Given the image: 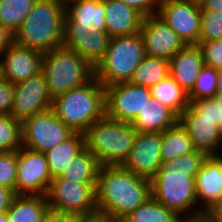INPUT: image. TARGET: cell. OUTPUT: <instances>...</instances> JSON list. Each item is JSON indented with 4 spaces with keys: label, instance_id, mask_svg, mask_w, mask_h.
<instances>
[{
    "label": "cell",
    "instance_id": "6da1fadb",
    "mask_svg": "<svg viewBox=\"0 0 222 222\" xmlns=\"http://www.w3.org/2000/svg\"><path fill=\"white\" fill-rule=\"evenodd\" d=\"M150 180L123 168L102 166L96 185L98 216L120 222L149 197Z\"/></svg>",
    "mask_w": 222,
    "mask_h": 222
},
{
    "label": "cell",
    "instance_id": "7a4b0ae2",
    "mask_svg": "<svg viewBox=\"0 0 222 222\" xmlns=\"http://www.w3.org/2000/svg\"><path fill=\"white\" fill-rule=\"evenodd\" d=\"M65 0H37L15 32V44L47 53L62 46Z\"/></svg>",
    "mask_w": 222,
    "mask_h": 222
},
{
    "label": "cell",
    "instance_id": "3957f363",
    "mask_svg": "<svg viewBox=\"0 0 222 222\" xmlns=\"http://www.w3.org/2000/svg\"><path fill=\"white\" fill-rule=\"evenodd\" d=\"M51 108L72 131L84 133L106 115L105 87L93 77L85 85L54 97Z\"/></svg>",
    "mask_w": 222,
    "mask_h": 222
},
{
    "label": "cell",
    "instance_id": "277c9868",
    "mask_svg": "<svg viewBox=\"0 0 222 222\" xmlns=\"http://www.w3.org/2000/svg\"><path fill=\"white\" fill-rule=\"evenodd\" d=\"M83 134L85 148L102 166H122L133 147L137 131L131 123L112 120L105 115Z\"/></svg>",
    "mask_w": 222,
    "mask_h": 222
},
{
    "label": "cell",
    "instance_id": "5b68a950",
    "mask_svg": "<svg viewBox=\"0 0 222 222\" xmlns=\"http://www.w3.org/2000/svg\"><path fill=\"white\" fill-rule=\"evenodd\" d=\"M145 56L141 33L110 38L102 60L94 68V77L104 86L129 82Z\"/></svg>",
    "mask_w": 222,
    "mask_h": 222
},
{
    "label": "cell",
    "instance_id": "8992f818",
    "mask_svg": "<svg viewBox=\"0 0 222 222\" xmlns=\"http://www.w3.org/2000/svg\"><path fill=\"white\" fill-rule=\"evenodd\" d=\"M42 72L52 99L85 85L94 77V67L78 53L63 46L43 54Z\"/></svg>",
    "mask_w": 222,
    "mask_h": 222
},
{
    "label": "cell",
    "instance_id": "52a82bcc",
    "mask_svg": "<svg viewBox=\"0 0 222 222\" xmlns=\"http://www.w3.org/2000/svg\"><path fill=\"white\" fill-rule=\"evenodd\" d=\"M150 191L154 200L182 219L203 215L197 205L194 178L188 173H156L150 179Z\"/></svg>",
    "mask_w": 222,
    "mask_h": 222
},
{
    "label": "cell",
    "instance_id": "ba28073f",
    "mask_svg": "<svg viewBox=\"0 0 222 222\" xmlns=\"http://www.w3.org/2000/svg\"><path fill=\"white\" fill-rule=\"evenodd\" d=\"M97 182H76L55 177L46 193L49 208L72 213L83 218L98 216Z\"/></svg>",
    "mask_w": 222,
    "mask_h": 222
},
{
    "label": "cell",
    "instance_id": "9c48e42d",
    "mask_svg": "<svg viewBox=\"0 0 222 222\" xmlns=\"http://www.w3.org/2000/svg\"><path fill=\"white\" fill-rule=\"evenodd\" d=\"M73 133L49 108L22 121V147L45 153Z\"/></svg>",
    "mask_w": 222,
    "mask_h": 222
},
{
    "label": "cell",
    "instance_id": "30bf717a",
    "mask_svg": "<svg viewBox=\"0 0 222 222\" xmlns=\"http://www.w3.org/2000/svg\"><path fill=\"white\" fill-rule=\"evenodd\" d=\"M151 97L150 88L130 82L106 86V116L112 120L132 123Z\"/></svg>",
    "mask_w": 222,
    "mask_h": 222
},
{
    "label": "cell",
    "instance_id": "8fae6325",
    "mask_svg": "<svg viewBox=\"0 0 222 222\" xmlns=\"http://www.w3.org/2000/svg\"><path fill=\"white\" fill-rule=\"evenodd\" d=\"M52 179L45 153L22 146L17 150L15 194L45 196Z\"/></svg>",
    "mask_w": 222,
    "mask_h": 222
},
{
    "label": "cell",
    "instance_id": "7c38bea8",
    "mask_svg": "<svg viewBox=\"0 0 222 222\" xmlns=\"http://www.w3.org/2000/svg\"><path fill=\"white\" fill-rule=\"evenodd\" d=\"M157 15L179 35L186 45L199 43L201 9L198 0H161Z\"/></svg>",
    "mask_w": 222,
    "mask_h": 222
},
{
    "label": "cell",
    "instance_id": "4fadbf2b",
    "mask_svg": "<svg viewBox=\"0 0 222 222\" xmlns=\"http://www.w3.org/2000/svg\"><path fill=\"white\" fill-rule=\"evenodd\" d=\"M146 56L170 60L186 44L157 14L143 18L140 30Z\"/></svg>",
    "mask_w": 222,
    "mask_h": 222
},
{
    "label": "cell",
    "instance_id": "5bb4252c",
    "mask_svg": "<svg viewBox=\"0 0 222 222\" xmlns=\"http://www.w3.org/2000/svg\"><path fill=\"white\" fill-rule=\"evenodd\" d=\"M52 106L43 72L14 84V99L11 115L18 120L31 117Z\"/></svg>",
    "mask_w": 222,
    "mask_h": 222
},
{
    "label": "cell",
    "instance_id": "9a60e30c",
    "mask_svg": "<svg viewBox=\"0 0 222 222\" xmlns=\"http://www.w3.org/2000/svg\"><path fill=\"white\" fill-rule=\"evenodd\" d=\"M161 147L162 132H137L133 147L122 167L150 180L162 163Z\"/></svg>",
    "mask_w": 222,
    "mask_h": 222
},
{
    "label": "cell",
    "instance_id": "2e32d148",
    "mask_svg": "<svg viewBox=\"0 0 222 222\" xmlns=\"http://www.w3.org/2000/svg\"><path fill=\"white\" fill-rule=\"evenodd\" d=\"M178 122L190 136L195 150L207 156L222 155V131L215 122L203 118L190 104L178 116Z\"/></svg>",
    "mask_w": 222,
    "mask_h": 222
},
{
    "label": "cell",
    "instance_id": "e0dca14e",
    "mask_svg": "<svg viewBox=\"0 0 222 222\" xmlns=\"http://www.w3.org/2000/svg\"><path fill=\"white\" fill-rule=\"evenodd\" d=\"M0 59L1 78L13 84L42 72L43 53L15 43L2 53Z\"/></svg>",
    "mask_w": 222,
    "mask_h": 222
},
{
    "label": "cell",
    "instance_id": "ac0fdd59",
    "mask_svg": "<svg viewBox=\"0 0 222 222\" xmlns=\"http://www.w3.org/2000/svg\"><path fill=\"white\" fill-rule=\"evenodd\" d=\"M194 181L198 208L204 213L222 200V155L207 156Z\"/></svg>",
    "mask_w": 222,
    "mask_h": 222
},
{
    "label": "cell",
    "instance_id": "d6986e66",
    "mask_svg": "<svg viewBox=\"0 0 222 222\" xmlns=\"http://www.w3.org/2000/svg\"><path fill=\"white\" fill-rule=\"evenodd\" d=\"M63 30L106 31L104 0H65Z\"/></svg>",
    "mask_w": 222,
    "mask_h": 222
},
{
    "label": "cell",
    "instance_id": "ffe728a7",
    "mask_svg": "<svg viewBox=\"0 0 222 222\" xmlns=\"http://www.w3.org/2000/svg\"><path fill=\"white\" fill-rule=\"evenodd\" d=\"M109 41L107 31L99 29L63 30L62 46L78 53L94 68L104 57Z\"/></svg>",
    "mask_w": 222,
    "mask_h": 222
},
{
    "label": "cell",
    "instance_id": "44dd1931",
    "mask_svg": "<svg viewBox=\"0 0 222 222\" xmlns=\"http://www.w3.org/2000/svg\"><path fill=\"white\" fill-rule=\"evenodd\" d=\"M106 31L110 38L135 35L141 30L144 16L120 0H104Z\"/></svg>",
    "mask_w": 222,
    "mask_h": 222
},
{
    "label": "cell",
    "instance_id": "7402d4cb",
    "mask_svg": "<svg viewBox=\"0 0 222 222\" xmlns=\"http://www.w3.org/2000/svg\"><path fill=\"white\" fill-rule=\"evenodd\" d=\"M204 65L198 45H186L169 60L170 76L189 93Z\"/></svg>",
    "mask_w": 222,
    "mask_h": 222
},
{
    "label": "cell",
    "instance_id": "603a6c76",
    "mask_svg": "<svg viewBox=\"0 0 222 222\" xmlns=\"http://www.w3.org/2000/svg\"><path fill=\"white\" fill-rule=\"evenodd\" d=\"M178 122V116L159 100L151 97L131 123L137 132H163Z\"/></svg>",
    "mask_w": 222,
    "mask_h": 222
},
{
    "label": "cell",
    "instance_id": "cb8c5ba5",
    "mask_svg": "<svg viewBox=\"0 0 222 222\" xmlns=\"http://www.w3.org/2000/svg\"><path fill=\"white\" fill-rule=\"evenodd\" d=\"M48 209L46 196L16 194L6 213L8 222H42Z\"/></svg>",
    "mask_w": 222,
    "mask_h": 222
},
{
    "label": "cell",
    "instance_id": "d4e9b609",
    "mask_svg": "<svg viewBox=\"0 0 222 222\" xmlns=\"http://www.w3.org/2000/svg\"><path fill=\"white\" fill-rule=\"evenodd\" d=\"M84 149V134L74 132L67 140L46 151L45 156L51 177H59L70 164L71 159Z\"/></svg>",
    "mask_w": 222,
    "mask_h": 222
},
{
    "label": "cell",
    "instance_id": "484cf974",
    "mask_svg": "<svg viewBox=\"0 0 222 222\" xmlns=\"http://www.w3.org/2000/svg\"><path fill=\"white\" fill-rule=\"evenodd\" d=\"M102 165L86 148L59 175V178L76 182H97Z\"/></svg>",
    "mask_w": 222,
    "mask_h": 222
},
{
    "label": "cell",
    "instance_id": "4316f807",
    "mask_svg": "<svg viewBox=\"0 0 222 222\" xmlns=\"http://www.w3.org/2000/svg\"><path fill=\"white\" fill-rule=\"evenodd\" d=\"M169 75V60L145 55L129 82L137 86L151 88Z\"/></svg>",
    "mask_w": 222,
    "mask_h": 222
},
{
    "label": "cell",
    "instance_id": "83f0119b",
    "mask_svg": "<svg viewBox=\"0 0 222 222\" xmlns=\"http://www.w3.org/2000/svg\"><path fill=\"white\" fill-rule=\"evenodd\" d=\"M153 98L171 109L177 116L189 105L188 93L169 75L150 88Z\"/></svg>",
    "mask_w": 222,
    "mask_h": 222
},
{
    "label": "cell",
    "instance_id": "f1b7e54d",
    "mask_svg": "<svg viewBox=\"0 0 222 222\" xmlns=\"http://www.w3.org/2000/svg\"><path fill=\"white\" fill-rule=\"evenodd\" d=\"M194 150L190 136L179 122L162 132V162L175 159Z\"/></svg>",
    "mask_w": 222,
    "mask_h": 222
},
{
    "label": "cell",
    "instance_id": "f546056e",
    "mask_svg": "<svg viewBox=\"0 0 222 222\" xmlns=\"http://www.w3.org/2000/svg\"><path fill=\"white\" fill-rule=\"evenodd\" d=\"M182 218L173 210L154 200L151 196L136 210L120 222H181Z\"/></svg>",
    "mask_w": 222,
    "mask_h": 222
},
{
    "label": "cell",
    "instance_id": "4dcf8cb0",
    "mask_svg": "<svg viewBox=\"0 0 222 222\" xmlns=\"http://www.w3.org/2000/svg\"><path fill=\"white\" fill-rule=\"evenodd\" d=\"M37 0H0V25L14 34L21 27Z\"/></svg>",
    "mask_w": 222,
    "mask_h": 222
},
{
    "label": "cell",
    "instance_id": "1f68e13d",
    "mask_svg": "<svg viewBox=\"0 0 222 222\" xmlns=\"http://www.w3.org/2000/svg\"><path fill=\"white\" fill-rule=\"evenodd\" d=\"M206 157L207 155L203 151L194 150L191 153L162 162L157 173H168L170 171L188 173V177L195 178Z\"/></svg>",
    "mask_w": 222,
    "mask_h": 222
},
{
    "label": "cell",
    "instance_id": "d6a6232c",
    "mask_svg": "<svg viewBox=\"0 0 222 222\" xmlns=\"http://www.w3.org/2000/svg\"><path fill=\"white\" fill-rule=\"evenodd\" d=\"M22 146V121L11 114L0 115V152L17 151Z\"/></svg>",
    "mask_w": 222,
    "mask_h": 222
},
{
    "label": "cell",
    "instance_id": "836d02e7",
    "mask_svg": "<svg viewBox=\"0 0 222 222\" xmlns=\"http://www.w3.org/2000/svg\"><path fill=\"white\" fill-rule=\"evenodd\" d=\"M218 71L204 65L196 79L195 85L188 93V100L212 98L217 92Z\"/></svg>",
    "mask_w": 222,
    "mask_h": 222
},
{
    "label": "cell",
    "instance_id": "e575fe53",
    "mask_svg": "<svg viewBox=\"0 0 222 222\" xmlns=\"http://www.w3.org/2000/svg\"><path fill=\"white\" fill-rule=\"evenodd\" d=\"M222 39V12L201 11V30L199 42Z\"/></svg>",
    "mask_w": 222,
    "mask_h": 222
},
{
    "label": "cell",
    "instance_id": "d590c367",
    "mask_svg": "<svg viewBox=\"0 0 222 222\" xmlns=\"http://www.w3.org/2000/svg\"><path fill=\"white\" fill-rule=\"evenodd\" d=\"M189 104L222 131V94H215L212 98L191 100Z\"/></svg>",
    "mask_w": 222,
    "mask_h": 222
},
{
    "label": "cell",
    "instance_id": "8d00e7d4",
    "mask_svg": "<svg viewBox=\"0 0 222 222\" xmlns=\"http://www.w3.org/2000/svg\"><path fill=\"white\" fill-rule=\"evenodd\" d=\"M17 179V151L0 152V186L15 192Z\"/></svg>",
    "mask_w": 222,
    "mask_h": 222
},
{
    "label": "cell",
    "instance_id": "74e56055",
    "mask_svg": "<svg viewBox=\"0 0 222 222\" xmlns=\"http://www.w3.org/2000/svg\"><path fill=\"white\" fill-rule=\"evenodd\" d=\"M197 45L201 50L205 65L216 71L222 70V39L199 42Z\"/></svg>",
    "mask_w": 222,
    "mask_h": 222
},
{
    "label": "cell",
    "instance_id": "f35d334b",
    "mask_svg": "<svg viewBox=\"0 0 222 222\" xmlns=\"http://www.w3.org/2000/svg\"><path fill=\"white\" fill-rule=\"evenodd\" d=\"M14 84L0 77V115L11 114Z\"/></svg>",
    "mask_w": 222,
    "mask_h": 222
},
{
    "label": "cell",
    "instance_id": "ab89813d",
    "mask_svg": "<svg viewBox=\"0 0 222 222\" xmlns=\"http://www.w3.org/2000/svg\"><path fill=\"white\" fill-rule=\"evenodd\" d=\"M121 2L136 9L144 17L157 14L161 0H120Z\"/></svg>",
    "mask_w": 222,
    "mask_h": 222
},
{
    "label": "cell",
    "instance_id": "60d3db41",
    "mask_svg": "<svg viewBox=\"0 0 222 222\" xmlns=\"http://www.w3.org/2000/svg\"><path fill=\"white\" fill-rule=\"evenodd\" d=\"M80 219L81 218L75 214L49 208L45 213L42 222H79Z\"/></svg>",
    "mask_w": 222,
    "mask_h": 222
},
{
    "label": "cell",
    "instance_id": "b9f144b4",
    "mask_svg": "<svg viewBox=\"0 0 222 222\" xmlns=\"http://www.w3.org/2000/svg\"><path fill=\"white\" fill-rule=\"evenodd\" d=\"M15 43V34L6 27L0 25V58L2 53ZM1 60V59H0Z\"/></svg>",
    "mask_w": 222,
    "mask_h": 222
},
{
    "label": "cell",
    "instance_id": "7bdbcfd3",
    "mask_svg": "<svg viewBox=\"0 0 222 222\" xmlns=\"http://www.w3.org/2000/svg\"><path fill=\"white\" fill-rule=\"evenodd\" d=\"M14 190L0 186V213L6 212L15 197Z\"/></svg>",
    "mask_w": 222,
    "mask_h": 222
},
{
    "label": "cell",
    "instance_id": "ee69618b",
    "mask_svg": "<svg viewBox=\"0 0 222 222\" xmlns=\"http://www.w3.org/2000/svg\"><path fill=\"white\" fill-rule=\"evenodd\" d=\"M203 215L210 222H222V200L212 205Z\"/></svg>",
    "mask_w": 222,
    "mask_h": 222
},
{
    "label": "cell",
    "instance_id": "f6af8a7d",
    "mask_svg": "<svg viewBox=\"0 0 222 222\" xmlns=\"http://www.w3.org/2000/svg\"><path fill=\"white\" fill-rule=\"evenodd\" d=\"M201 11H220L222 12V0H198Z\"/></svg>",
    "mask_w": 222,
    "mask_h": 222
},
{
    "label": "cell",
    "instance_id": "bcb514c9",
    "mask_svg": "<svg viewBox=\"0 0 222 222\" xmlns=\"http://www.w3.org/2000/svg\"><path fill=\"white\" fill-rule=\"evenodd\" d=\"M181 222H210L204 215L182 219Z\"/></svg>",
    "mask_w": 222,
    "mask_h": 222
},
{
    "label": "cell",
    "instance_id": "7dc6e473",
    "mask_svg": "<svg viewBox=\"0 0 222 222\" xmlns=\"http://www.w3.org/2000/svg\"><path fill=\"white\" fill-rule=\"evenodd\" d=\"M79 222H107V219L97 216L94 218H83Z\"/></svg>",
    "mask_w": 222,
    "mask_h": 222
},
{
    "label": "cell",
    "instance_id": "c3c4849f",
    "mask_svg": "<svg viewBox=\"0 0 222 222\" xmlns=\"http://www.w3.org/2000/svg\"><path fill=\"white\" fill-rule=\"evenodd\" d=\"M217 92L216 94H222V70L218 71V81H217Z\"/></svg>",
    "mask_w": 222,
    "mask_h": 222
},
{
    "label": "cell",
    "instance_id": "681fc988",
    "mask_svg": "<svg viewBox=\"0 0 222 222\" xmlns=\"http://www.w3.org/2000/svg\"><path fill=\"white\" fill-rule=\"evenodd\" d=\"M0 222H8V217L6 212L0 213Z\"/></svg>",
    "mask_w": 222,
    "mask_h": 222
}]
</instances>
